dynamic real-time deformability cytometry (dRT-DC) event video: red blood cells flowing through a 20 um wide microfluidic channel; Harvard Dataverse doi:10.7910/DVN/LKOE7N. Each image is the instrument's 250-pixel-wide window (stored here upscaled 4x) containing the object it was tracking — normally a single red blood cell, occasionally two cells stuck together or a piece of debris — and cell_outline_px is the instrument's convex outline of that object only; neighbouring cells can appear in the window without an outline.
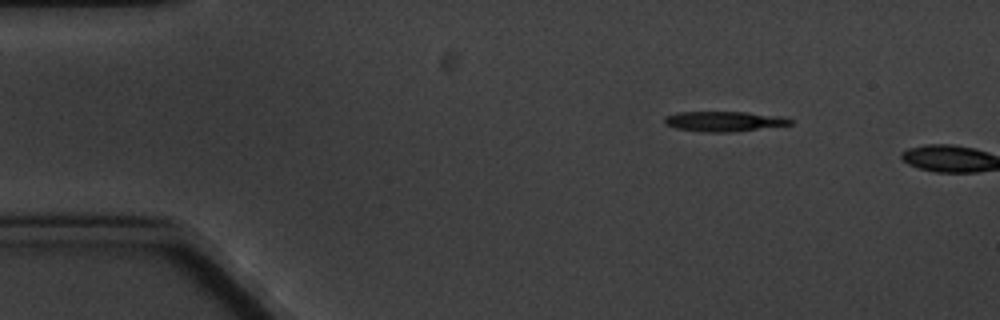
{"species": "common noctule bat (a hibernating species)", "species_latin": "Nyctalus noctula", "temperature_condition": "cold", "stored_images_in_passage": 2, "camera_frame_rate_fps": 3000, "um_per_image_px": 0.085, "animal": {"sex": "male", "body_mass_g": 20.1, "forearm_length_mm": 53.5}, "frame": {"image": 1, "passage_image": 1, "time_ms": 0.0, "image_size_px": [1000, 320], "cell_outline_px": [[792, 124], [728, 132], [704, 132], [676, 128], [664, 124], [664, 116], [676, 112], [748, 112], [784, 116], [792, 120]], "centroid_in_image_um": [61.51, 10.3], "position_along_channel_um": 23.5, "area_um2": 14.68}}